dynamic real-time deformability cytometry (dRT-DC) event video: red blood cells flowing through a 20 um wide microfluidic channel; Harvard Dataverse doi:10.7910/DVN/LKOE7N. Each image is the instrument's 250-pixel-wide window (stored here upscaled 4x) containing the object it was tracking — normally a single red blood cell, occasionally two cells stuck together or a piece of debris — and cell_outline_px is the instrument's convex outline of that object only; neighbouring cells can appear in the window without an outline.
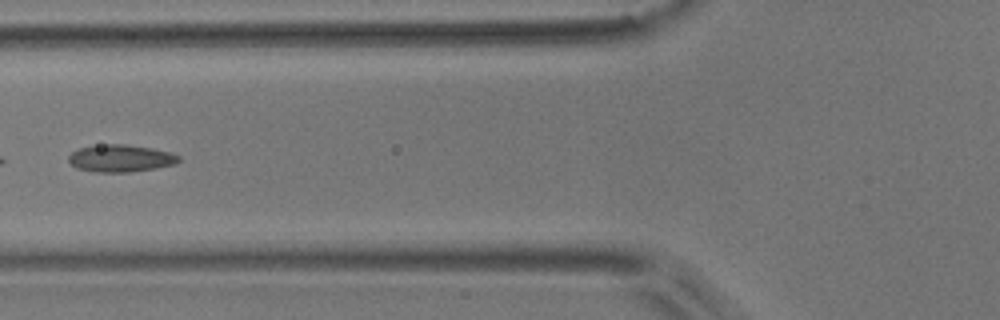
{"species": "common noctule bat (a hibernating species)", "species_latin": "Nyctalus noctula", "temperature_condition": "room temperature", "stored_images_in_passage": 7, "camera_frame_rate_fps": 3000, "um_per_image_px": 0.085, "animal": {"sex": "male", "body_mass_g": 17.9}, "frame": {"image": 1, "passage_image": 6, "time_ms": 1.667, "image_size_px": [1000, 320], "cell_outline_px": [[180, 160], [176, 164], [156, 168], [132, 172], [92, 172], [76, 168], [68, 160], [68, 156], [72, 152], [80, 148], [108, 144], [124, 144], [152, 148], [168, 152], [180, 156]], "centroid_in_image_um": [10.26, 13.47], "position_along_channel_um": 115.5, "area_um2": 17.46}}
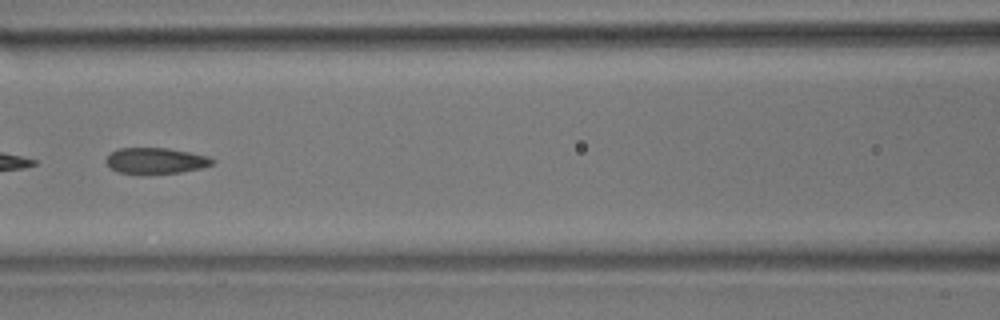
{"frame": {"image": 2, "passage_image": 7, "time_ms": 2.0, "image_size_px": [1000, 320], "cell_outline_px": [[216, 160], [212, 164], [204, 168], [180, 172], [116, 172], [104, 160], [112, 152], [120, 148], [168, 148], [208, 156]], "centroid_in_image_um": [13.28, 13.64], "position_along_channel_um": 153.3, "area_um2": 15.61}}